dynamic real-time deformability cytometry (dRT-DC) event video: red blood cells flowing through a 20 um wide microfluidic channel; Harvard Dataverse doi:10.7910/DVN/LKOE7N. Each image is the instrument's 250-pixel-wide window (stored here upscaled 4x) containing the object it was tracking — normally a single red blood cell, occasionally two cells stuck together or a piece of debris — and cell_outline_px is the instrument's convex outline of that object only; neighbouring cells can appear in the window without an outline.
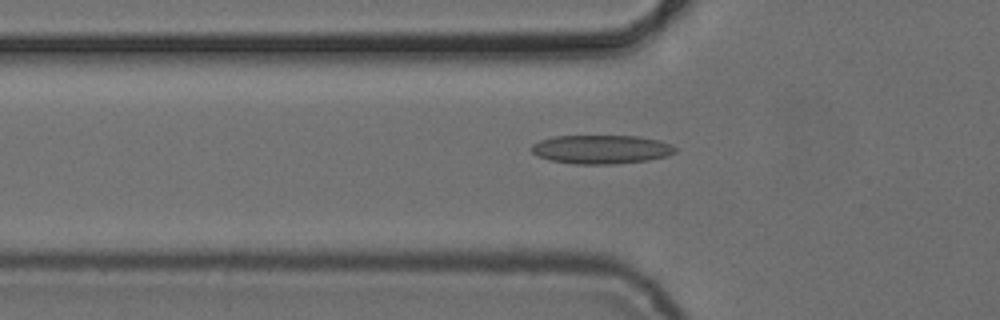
{"species": "common noctule bat (a hibernating species)", "species_latin": "Nyctalus noctula", "temperature_condition": "cold", "stored_images_in_passage": 6, "camera_frame_rate_fps": 3000, "um_per_image_px": 0.085, "animal": {"sex": "female", "body_mass_g": 24.6, "forearm_length_mm": 56.2}, "frame": {"image": 1, "passage_image": 6, "time_ms": 6.667, "image_size_px": [1000, 320], "cell_outline_px": [[676, 152], [668, 156], [648, 160], [616, 164], [572, 164], [548, 160], [536, 156], [532, 152], [532, 144], [540, 140], [552, 136], [640, 136], [660, 140], [672, 144], [676, 148]], "centroid_in_image_um": [51.11, 12.7], "position_along_channel_um": 74.7, "area_um2": 24.45}}